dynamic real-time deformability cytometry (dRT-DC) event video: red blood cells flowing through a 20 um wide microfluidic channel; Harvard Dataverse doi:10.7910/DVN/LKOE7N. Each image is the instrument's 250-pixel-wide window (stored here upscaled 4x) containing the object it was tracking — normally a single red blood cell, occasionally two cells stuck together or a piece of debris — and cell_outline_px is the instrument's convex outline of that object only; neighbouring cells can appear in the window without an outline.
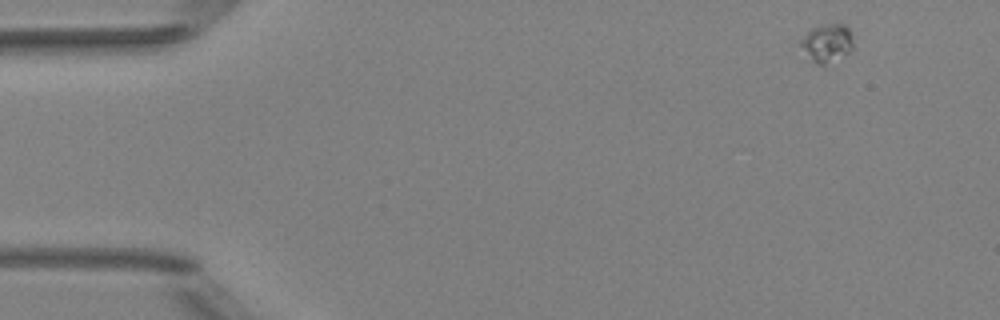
{"species": "Egyptian fruit bat (a non-hibernating species)", "species_latin": "Rousettus aegyptiacus", "temperature_condition": "room temperature", "stored_images_in_passage": 49, "camera_frame_rate_fps": 3000, "um_per_image_px": 0.085, "animal": {"sex": "female"}, "frame": {"image": 1, "passage_image": 1, "time_ms": 0.0, "image_size_px": [1000, 320], "cell_outline_px": [[852, 52], [828, 68], [824, 68], [816, 64], [812, 60], [800, 44], [800, 40], [812, 28], [824, 24], [844, 24], [848, 28], [852, 36]], "centroid_in_image_um": [70.35, 3.74], "position_along_channel_um": 14.6, "area_um2": 12.14}}
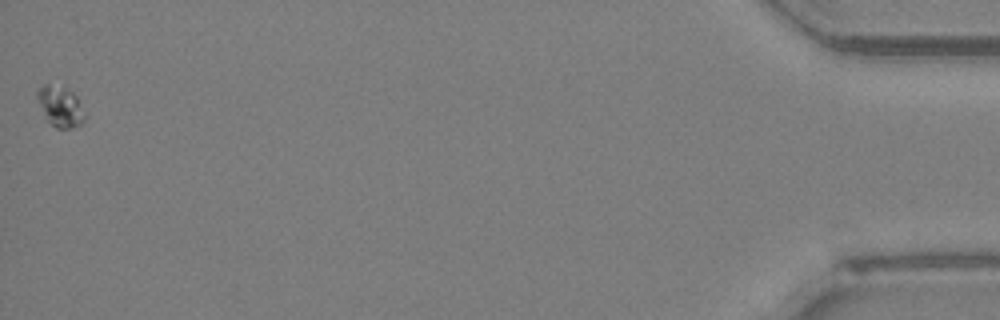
{"frame": {"image": 2, "passage_image": 49, "time_ms": 16.0, "image_size_px": [1000, 320], "cell_outline_px": [[84, 120], [80, 124], [72, 128], [56, 128], [48, 120], [36, 96], [36, 92], [44, 84], [48, 84], [64, 88], [72, 92], [76, 96], [84, 116]], "centroid_in_image_um": [5.11, 9.05], "position_along_channel_um": 430.1, "area_um2": 10.64}}